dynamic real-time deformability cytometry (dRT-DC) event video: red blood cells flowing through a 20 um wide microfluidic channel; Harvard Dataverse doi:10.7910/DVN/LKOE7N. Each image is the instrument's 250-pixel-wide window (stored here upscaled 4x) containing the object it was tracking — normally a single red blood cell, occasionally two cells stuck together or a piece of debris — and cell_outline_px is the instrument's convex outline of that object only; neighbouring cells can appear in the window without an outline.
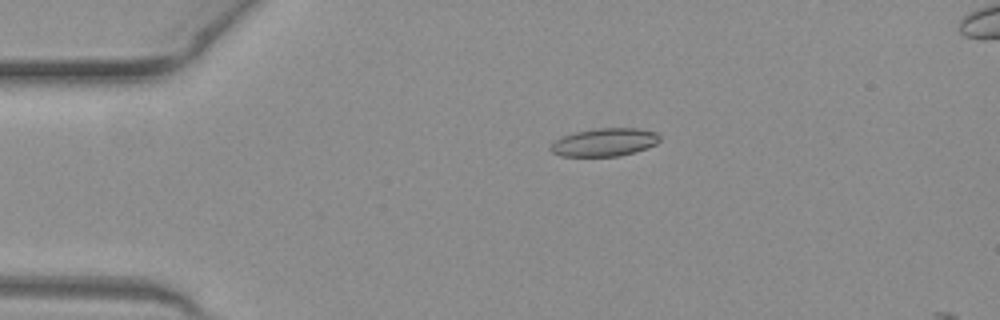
{"species": "common noctule bat (a hibernating species)", "species_latin": "Nyctalus noctula", "temperature_condition": "warm", "stored_images_in_passage": 14, "camera_frame_rate_fps": 3000, "um_per_image_px": 0.085, "animal": {"sex": "female", "body_mass_g": 19.3, "forearm_length_mm": 54.1}, "frame": {"image": 1, "passage_image": 10, "time_ms": 3.0, "image_size_px": [1000, 320], "cell_outline_px": [[660, 140], [656, 144], [620, 156], [560, 156], [552, 152], [548, 148], [560, 136], [576, 132], [596, 128], [636, 128], [656, 132], [660, 136]], "centroid_in_image_um": [51.35, 12.08], "position_along_channel_um": 33.7, "area_um2": 17.74}}